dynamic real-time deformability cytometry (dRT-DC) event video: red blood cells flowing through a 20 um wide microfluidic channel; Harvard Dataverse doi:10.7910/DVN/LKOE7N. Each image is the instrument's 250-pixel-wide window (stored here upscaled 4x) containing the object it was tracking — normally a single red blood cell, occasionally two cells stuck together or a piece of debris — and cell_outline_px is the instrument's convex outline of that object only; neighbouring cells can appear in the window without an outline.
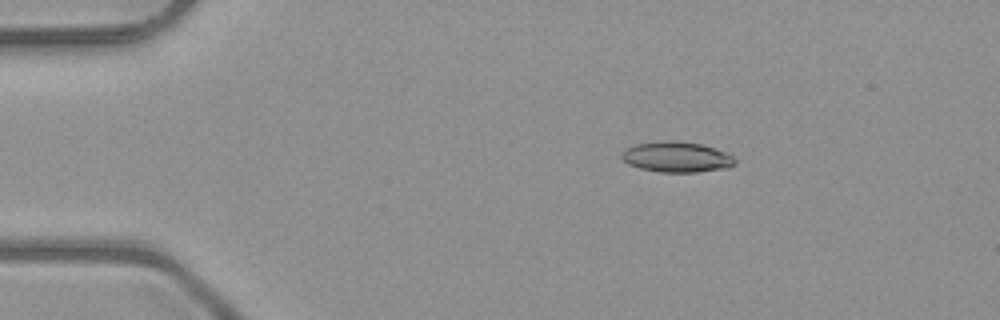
{"species": "common noctule bat (a hibernating species)", "species_latin": "Nyctalus noctula", "temperature_condition": "room temperature", "stored_images_in_passage": 45, "camera_frame_rate_fps": 3000, "um_per_image_px": 0.085, "animal": {"sex": "male", "body_mass_g": 23.1, "forearm_length_mm": 52.7}, "frame": {"image": 1, "passage_image": 3, "time_ms": 0.667, "image_size_px": [1000, 320], "cell_outline_px": [[736, 164], [728, 168], [696, 172], [660, 172], [640, 168], [628, 164], [620, 156], [620, 152], [624, 148], [636, 144], [664, 140], [672, 140], [700, 144], [724, 152], [732, 156], [736, 160]], "centroid_in_image_um": [57.47, 13.34], "position_along_channel_um": 27.5, "area_um2": 20.17}}
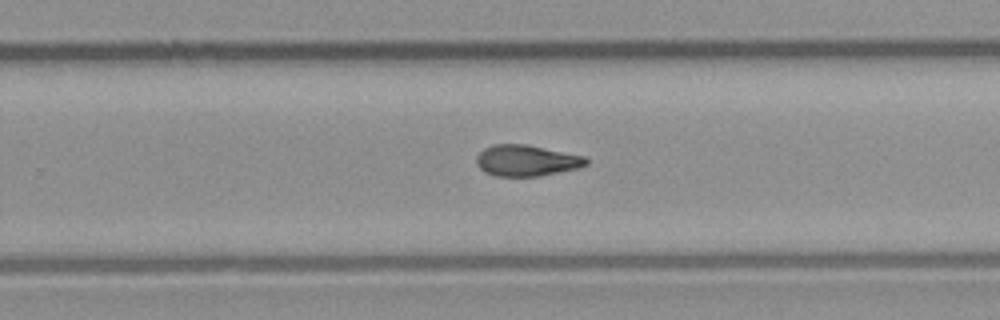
{"frame": {"image": 2, "passage_image": 27, "time_ms": 8.667, "image_size_px": [1000, 320], "cell_outline_px": [[588, 164], [576, 168], [536, 176], [496, 176], [484, 172], [476, 164], [476, 156], [484, 148], [492, 144], [528, 144], [584, 156], [588, 160]], "centroid_in_image_um": [44.7, 13.63], "position_along_channel_um": 285.1, "area_um2": 19.83}}
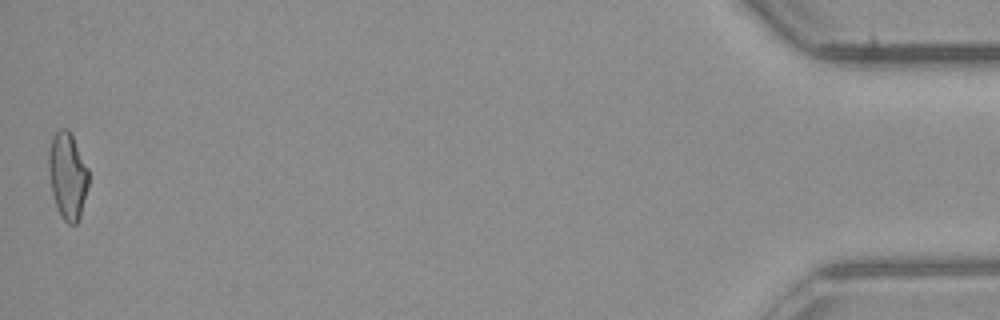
{"frame": {"image": 3, "passage_image": 45, "time_ms": 14.667, "image_size_px": [1000, 320], "cell_outline_px": [[88, 188], [80, 216], [76, 224], [68, 224], [64, 220], [56, 204], [52, 192], [48, 172], [48, 152], [52, 136], [60, 128], [68, 128], [88, 168]], "centroid_in_image_um": [5.73, 14.91], "position_along_channel_um": 429.5, "area_um2": 20.06}, "authors_computed_cell_mechanics": {"area_um2": 19.941, "velocity_mm_per_s": 4.0598, "shape_relaxation_time_tau1_ms": null, "shape_relaxation_time_tau2_ms": 5.1596, "deformation_change_tau1": null, "deformation_change_tau2": 0.1368}}